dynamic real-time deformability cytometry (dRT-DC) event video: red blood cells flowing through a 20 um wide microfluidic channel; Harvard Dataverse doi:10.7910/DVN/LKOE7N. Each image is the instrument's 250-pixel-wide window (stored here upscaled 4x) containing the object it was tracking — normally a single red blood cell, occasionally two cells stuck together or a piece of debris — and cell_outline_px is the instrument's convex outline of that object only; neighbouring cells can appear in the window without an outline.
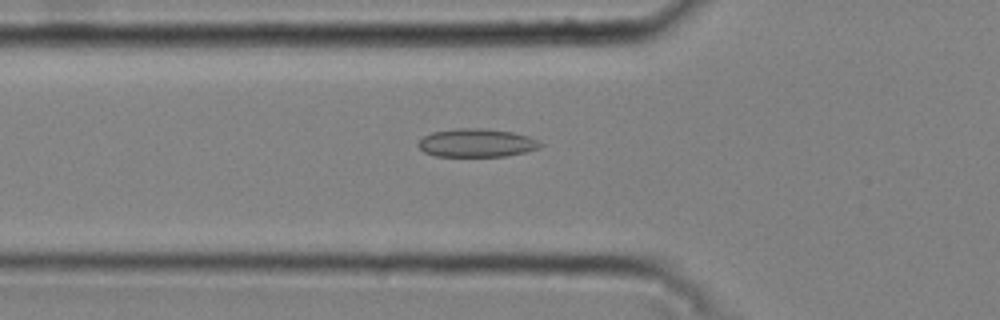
{"species": "common noctule bat (a hibernating species)", "species_latin": "Nyctalus noctula", "temperature_condition": "cold", "stored_images_in_passage": 49, "camera_frame_rate_fps": 3000, "um_per_image_px": 0.085, "animal": {"sex": "male", "body_mass_g": 20.4}, "frame": {"image": 1, "passage_image": 19, "time_ms": 6.0, "image_size_px": [1000, 320], "cell_outline_px": [[528, 148], [516, 152], [496, 156], [444, 156], [428, 152], [420, 144], [428, 136], [440, 132], [504, 132], [520, 136]], "centroid_in_image_um": [40.23, 12.23], "position_along_channel_um": 85.6, "area_um2": 15.78}}
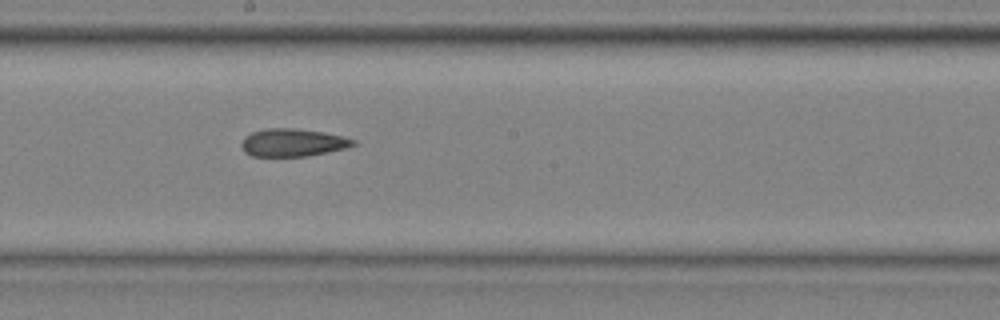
{"frame": {"image": 2, "passage_image": 30, "time_ms": 9.667, "image_size_px": [1000, 320], "cell_outline_px": [[352, 144], [340, 148], [300, 156], [256, 156], [248, 152], [244, 148], [244, 140], [248, 136], [256, 132], [316, 132], [336, 136], [352, 140]], "centroid_in_image_um": [24.84, 12.2], "position_along_channel_um": 223.4, "area_um2": 15.14}}
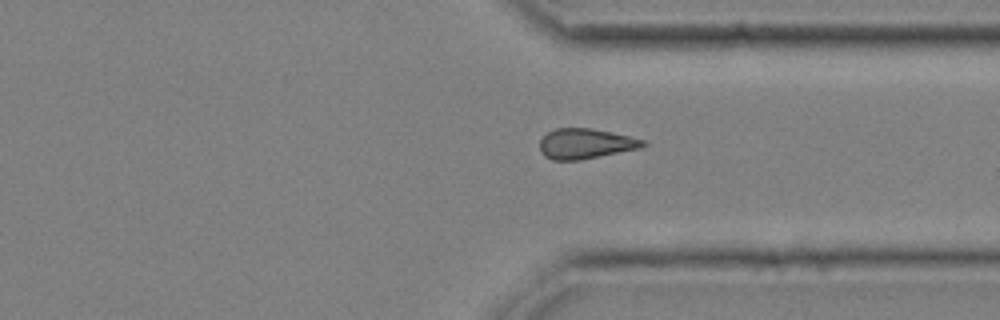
{"frame": {"image": 3, "passage_image": 41, "time_ms": 13.333, "image_size_px": [1000, 320], "cell_outline_px": [[644, 144], [632, 148], [572, 160], [556, 160], [548, 156], [540, 148], [540, 140], [544, 136], [560, 128], [584, 128], [608, 132], [640, 140]], "centroid_in_image_um": [49.62, 12.19], "position_along_channel_um": 361.8, "area_um2": 16.3}, "authors_computed_cell_mechanics": {"area_um2": 15.7216, "velocity_mm_per_s": 3.7524, "shape_relaxation_time_tau1_ms": null, "shape_relaxation_time_tau2_ms": 5.7446, "deformation_change_tau1": null, "deformation_change_tau2": 0.1375}}